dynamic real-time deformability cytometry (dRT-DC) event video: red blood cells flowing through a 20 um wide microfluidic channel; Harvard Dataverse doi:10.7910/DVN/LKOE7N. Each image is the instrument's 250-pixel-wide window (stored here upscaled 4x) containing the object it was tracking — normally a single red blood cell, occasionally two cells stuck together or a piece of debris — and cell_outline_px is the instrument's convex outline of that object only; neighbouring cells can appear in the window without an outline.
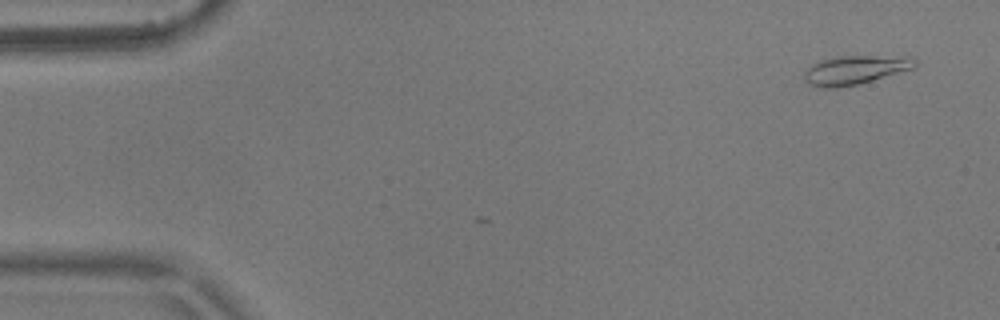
{"species": "common noctule bat (a hibernating species)", "species_latin": "Nyctalus noctula", "temperature_condition": "warm", "stored_images_in_passage": 2, "camera_frame_rate_fps": 3000, "um_per_image_px": 0.085, "animal": {"sex": "male", "body_mass_g": 17.9}, "frame": {"image": 1, "passage_image": 1, "time_ms": 0.0, "image_size_px": [1000, 320], "cell_outline_px": [[916, 64], [912, 68], [872, 80], [856, 84], [836, 88], [824, 88], [808, 84], [804, 80], [804, 72], [812, 64], [820, 60], [836, 56], [916, 56]], "centroid_in_image_um": [72.66, 5.93], "position_along_channel_um": 12.3, "area_um2": 18.55}}